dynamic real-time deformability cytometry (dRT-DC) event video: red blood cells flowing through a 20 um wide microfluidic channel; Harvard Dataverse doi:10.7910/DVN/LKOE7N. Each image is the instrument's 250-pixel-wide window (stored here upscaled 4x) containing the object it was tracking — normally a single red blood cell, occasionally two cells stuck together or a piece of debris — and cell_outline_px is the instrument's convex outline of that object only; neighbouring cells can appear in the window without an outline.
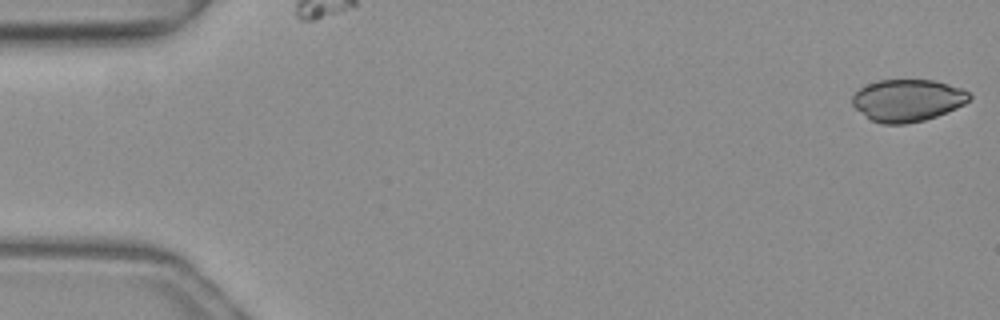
{"species": "common noctule bat (a hibernating species)", "species_latin": "Nyctalus noctula", "temperature_condition": "warm", "stored_images_in_passage": 51, "camera_frame_rate_fps": 3000, "um_per_image_px": 0.085, "animal": {"sex": "female", "body_mass_g": 19.3, "forearm_length_mm": 54.1}, "frame": {"image": 1, "passage_image": 1, "time_ms": 0.0, "image_size_px": [1000, 320], "cell_outline_px": [[972, 96], [964, 104], [956, 108], [936, 116], [924, 120], [904, 124], [880, 124], [872, 120], [856, 108], [852, 104], [852, 96], [860, 88], [876, 80], [932, 80], [964, 88]], "centroid_in_image_um": [77.15, 8.52], "position_along_channel_um": 7.9, "area_um2": 28.61}}
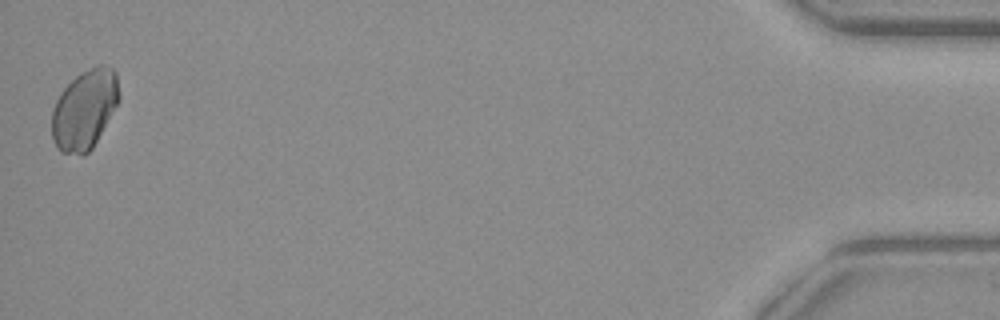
{"frame": {"image": 2, "passage_image": 51, "time_ms": 16.667, "image_size_px": [1000, 320], "cell_outline_px": [[120, 100], [92, 148], [84, 156], [80, 156], [60, 152], [52, 136], [52, 108], [60, 92], [80, 72], [96, 64], [104, 64], [112, 68], [116, 72], [120, 92]], "centroid_in_image_um": [7.2, 9.29], "position_along_channel_um": 428.0, "area_um2": 31.56}}